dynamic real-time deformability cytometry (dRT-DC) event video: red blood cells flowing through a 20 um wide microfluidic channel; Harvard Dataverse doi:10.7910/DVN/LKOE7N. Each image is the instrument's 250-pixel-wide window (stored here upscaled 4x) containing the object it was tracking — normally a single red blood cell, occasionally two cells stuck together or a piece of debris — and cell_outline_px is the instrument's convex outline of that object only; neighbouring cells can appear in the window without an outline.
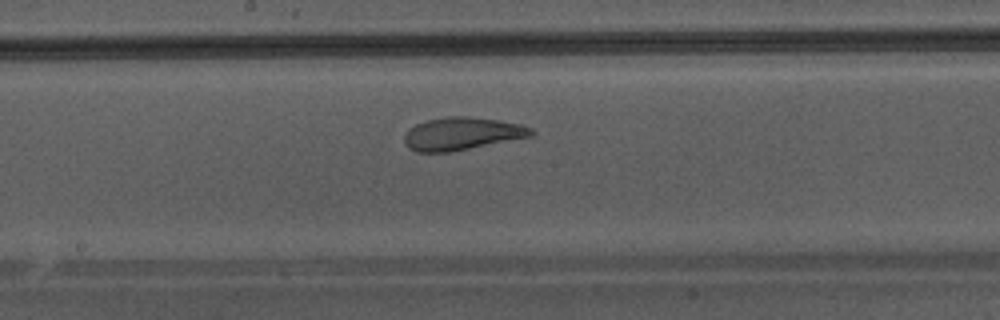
{"species": "Egyptian fruit bat (a non-hibernating species)", "species_latin": "Rousettus aegyptiacus", "temperature_condition": "warm", "stored_images_in_passage": 30, "camera_frame_rate_fps": 3000, "um_per_image_px": 0.085, "animal": {"sex": "male"}, "frame": {"image": 1, "passage_image": 13, "time_ms": 4.0, "image_size_px": [1000, 320], "cell_outline_px": [[536, 136], [448, 152], [416, 152], [408, 148], [404, 144], [404, 132], [408, 128], [416, 124], [428, 120], [448, 116], [468, 116], [500, 120], [520, 124], [532, 128], [536, 132]], "centroid_in_image_um": [39.28, 11.36], "position_along_channel_um": 208.9, "area_um2": 24.57}}